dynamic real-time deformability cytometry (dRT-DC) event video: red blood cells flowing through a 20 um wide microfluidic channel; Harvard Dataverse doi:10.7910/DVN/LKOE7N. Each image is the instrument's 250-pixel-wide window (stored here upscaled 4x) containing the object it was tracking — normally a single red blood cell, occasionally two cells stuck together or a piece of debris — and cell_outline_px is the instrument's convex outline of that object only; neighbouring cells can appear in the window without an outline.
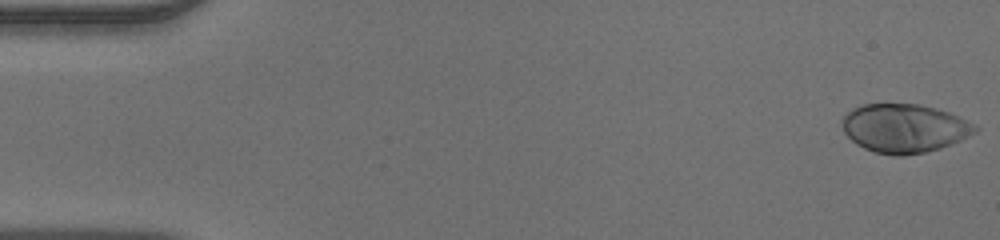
{"species": "human", "species_latin": "Homo sapiens", "temperature_condition": "warm", "stored_images_in_passage": 49, "camera_frame_rate_fps": 3000, "um_per_image_px": 0.085, "donor": {"sex": "male"}, "frame": {"image": 1, "passage_image": 1, "time_ms": 0.0, "image_size_px": [1000, 240], "cell_outline_px": [[980, 128], [976, 132], [952, 144], [940, 148], [924, 152], [904, 156], [896, 156], [876, 152], [864, 148], [856, 144], [844, 132], [840, 124], [844, 116], [852, 108], [864, 104], [920, 104], [936, 108], [948, 112], [976, 124]], "centroid_in_image_um": [76.87, 10.9], "position_along_channel_um": 8.1, "area_um2": 37.8}}
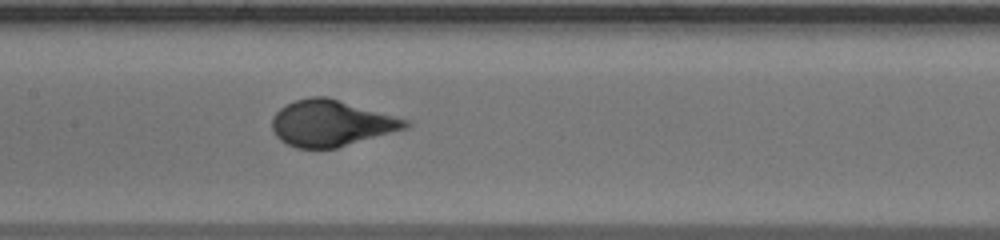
{"frame": {"image": 2, "passage_image": 24, "time_ms": 7.667, "image_size_px": [1000, 240], "cell_outline_px": [[412, 124], [408, 128], [336, 148], [296, 148], [280, 140], [276, 136], [272, 128], [272, 116], [280, 108], [296, 100], [312, 96], [328, 96], [408, 120]], "centroid_in_image_um": [28.15, 10.47], "position_along_channel_um": 179.3, "area_um2": 35.78}}
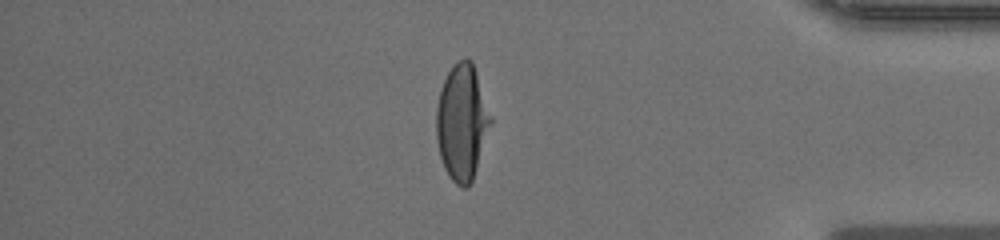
{"frame": {"image": 3, "passage_image": 42, "time_ms": 13.667, "image_size_px": [1000, 240], "cell_outline_px": [[492, 124], [472, 180], [468, 188], [464, 188], [456, 184], [448, 176], [444, 168], [440, 156], [436, 136], [436, 108], [440, 92], [444, 80], [452, 64], [456, 60], [468, 56], [472, 60], [492, 120]], "centroid_in_image_um": [39.26, 10.38], "position_along_channel_um": 395.9, "area_um2": 36.7}}